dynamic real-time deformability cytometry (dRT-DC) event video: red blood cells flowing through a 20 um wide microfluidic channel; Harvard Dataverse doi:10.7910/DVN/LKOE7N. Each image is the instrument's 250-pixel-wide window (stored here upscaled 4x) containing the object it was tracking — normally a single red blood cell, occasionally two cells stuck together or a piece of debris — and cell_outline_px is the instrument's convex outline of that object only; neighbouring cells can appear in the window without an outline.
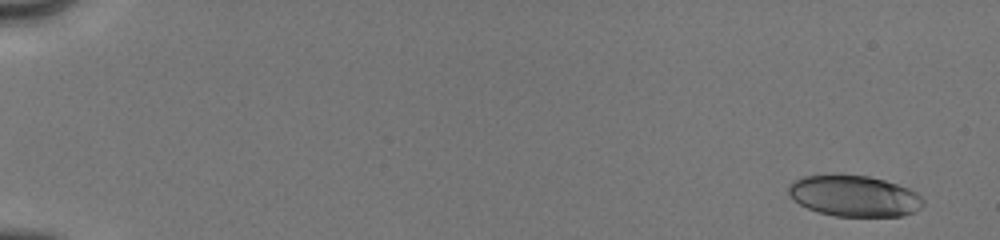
{"species": "human", "species_latin": "Homo sapiens", "temperature_condition": "cold", "stored_images_in_passage": 48, "camera_frame_rate_fps": 3000, "um_per_image_px": 0.085, "donor": {"sex": "male"}, "frame": {"image": 1, "passage_image": 1, "time_ms": 0.0, "image_size_px": [1000, 240], "cell_outline_px": [[924, 204], [920, 208], [912, 212], [900, 216], [836, 216], [820, 212], [808, 208], [800, 204], [788, 192], [788, 184], [792, 180], [804, 176], [836, 172], [868, 176], [884, 180], [908, 188], [916, 192], [924, 200]], "centroid_in_image_um": [72.57, 16.61], "position_along_channel_um": 12.4, "area_um2": 32.6}}
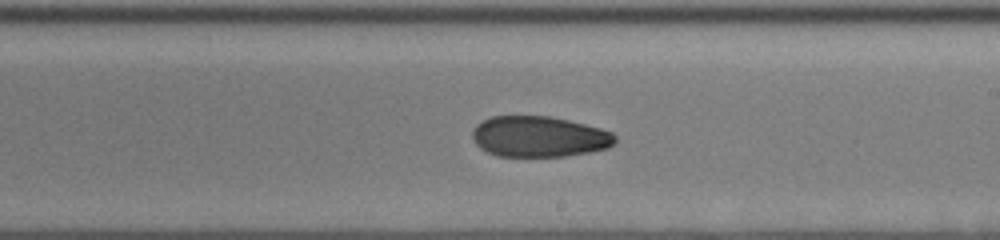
{"frame": {"image": 2, "passage_image": 25, "time_ms": 10.0, "image_size_px": [1000, 240], "cell_outline_px": [[616, 144], [608, 148], [588, 152], [564, 156], [496, 156], [480, 148], [476, 144], [472, 136], [472, 132], [476, 124], [492, 116], [548, 116], [568, 120], [600, 128], [612, 132], [616, 136]], "centroid_in_image_um": [45.83, 11.61], "position_along_channel_um": 243.2, "area_um2": 33.93}}
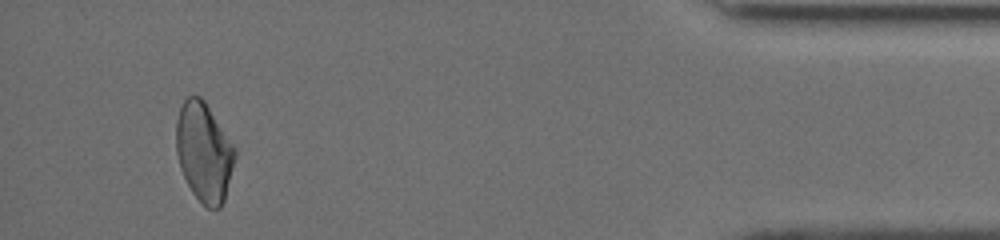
{"frame": {"image": 3, "passage_image": 45, "time_ms": 15.667, "image_size_px": [1000, 240], "cell_outline_px": [[236, 156], [224, 200], [220, 208], [208, 208], [192, 192], [180, 168], [176, 152], [176, 120], [180, 108], [184, 100], [188, 96], [200, 96], [204, 100], [236, 148]], "centroid_in_image_um": [17.34, 12.91], "position_along_channel_um": 417.9, "area_um2": 33.76}, "authors_computed_cell_mechanics": {"area_um2": 34.2465, "velocity_mm_per_s": 4.0415, "shape_relaxation_time_tau1_ms": null, "shape_relaxation_time_tau2_ms": 2.1728, "deformation_change_tau1": null, "deformation_change_tau2": 0.0763}}